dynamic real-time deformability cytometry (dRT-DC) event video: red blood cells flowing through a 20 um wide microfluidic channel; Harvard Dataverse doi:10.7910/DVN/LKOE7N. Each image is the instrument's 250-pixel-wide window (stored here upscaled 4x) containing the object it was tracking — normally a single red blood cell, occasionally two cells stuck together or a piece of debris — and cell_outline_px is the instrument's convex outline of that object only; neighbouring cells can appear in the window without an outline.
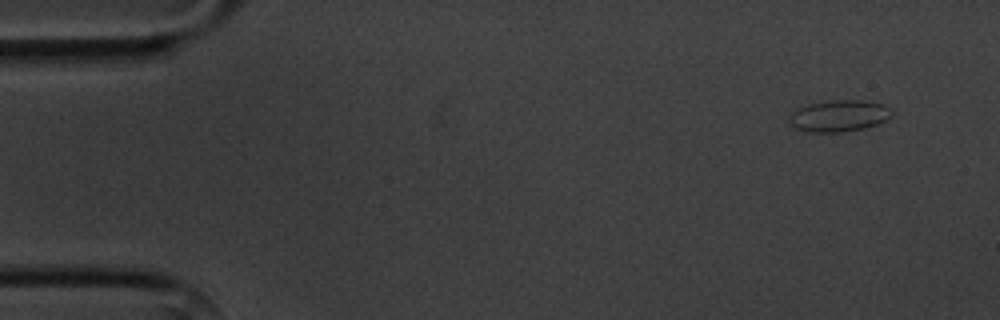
{"species": "common noctule bat (a hibernating species)", "species_latin": "Nyctalus noctula", "temperature_condition": "cold", "stored_images_in_passage": 4, "camera_frame_rate_fps": 3000, "um_per_image_px": 0.085, "animal": {"sex": "male", "body_mass_g": 20.1, "forearm_length_mm": 53.5}, "frame": {"image": 1, "passage_image": 1, "time_ms": 0.0, "image_size_px": [1000, 320], "cell_outline_px": [[892, 116], [888, 120], [864, 128], [840, 132], [808, 132], [796, 128], [788, 120], [792, 112], [808, 104], [832, 100], [864, 100], [884, 104], [892, 112]], "centroid_in_image_um": [71.34, 9.84], "position_along_channel_um": 13.7, "area_um2": 18.79}}
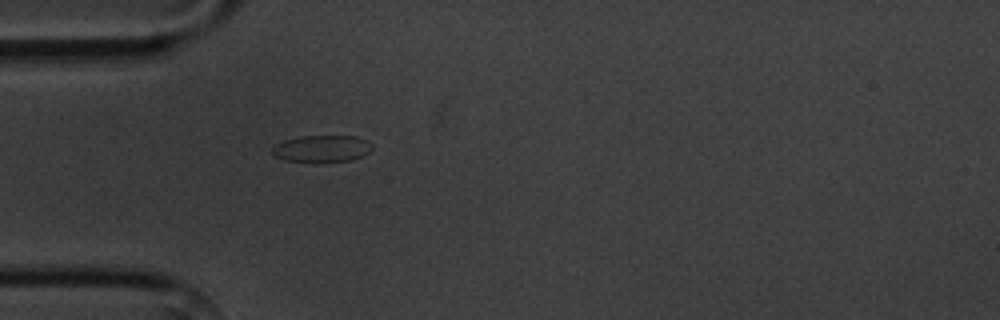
{"frame": {"image": 2, "passage_image": 4, "time_ms": 4.0, "image_size_px": [1000, 320], "cell_outline_px": [[372, 148], [364, 156], [352, 160], [284, 160], [276, 156], [272, 152], [272, 148], [276, 144], [284, 140], [300, 136], [356, 136], [368, 140], [372, 144]], "centroid_in_image_um": [27.4, 12.6], "position_along_channel_um": 57.6, "area_um2": 15.2}}